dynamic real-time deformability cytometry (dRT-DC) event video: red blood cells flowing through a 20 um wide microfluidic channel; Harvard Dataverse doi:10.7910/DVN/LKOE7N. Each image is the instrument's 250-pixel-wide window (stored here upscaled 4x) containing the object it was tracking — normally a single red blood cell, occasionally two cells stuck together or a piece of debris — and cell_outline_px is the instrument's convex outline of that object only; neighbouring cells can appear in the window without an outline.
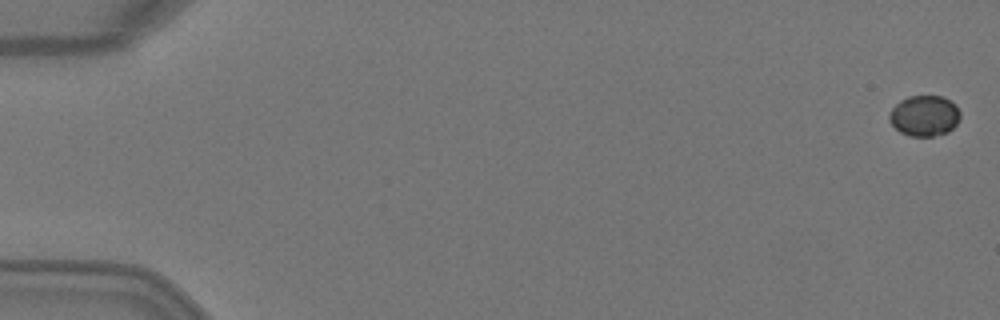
{"species": "Egyptian fruit bat (a non-hibernating species)", "species_latin": "Rousettus aegyptiacus", "temperature_condition": "warm", "stored_images_in_passage": 6, "camera_frame_rate_fps": 3000, "um_per_image_px": 0.085, "animal": {"sex": "female"}, "frame": {"image": 1, "passage_image": 1, "time_ms": 0.0, "image_size_px": [1000, 320], "cell_outline_px": [[960, 120], [948, 132], [932, 136], [908, 136], [900, 132], [888, 120], [888, 116], [892, 108], [900, 100], [908, 96], [944, 96], [952, 100], [956, 104], [960, 112]], "centroid_in_image_um": [78.59, 9.83], "position_along_channel_um": 6.4, "area_um2": 17.05}}
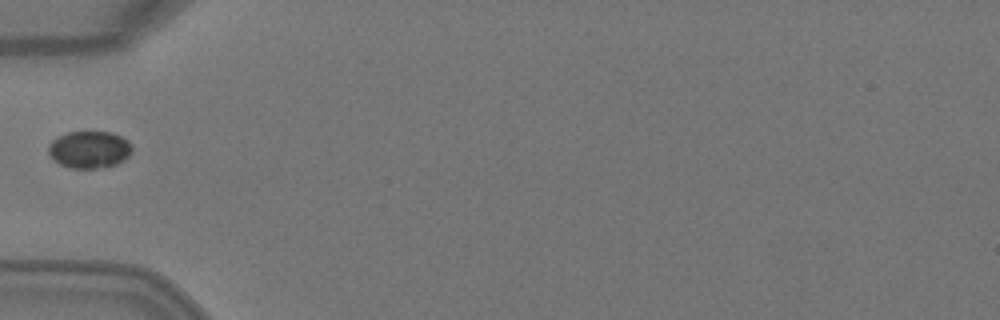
{"frame": {"image": 2, "passage_image": 6, "time_ms": 1.667, "image_size_px": [1000, 320], "cell_outline_px": [[132, 152], [124, 160], [116, 164], [96, 168], [72, 168], [60, 164], [48, 152], [48, 144], [52, 140], [68, 132], [112, 132], [128, 140], [132, 144]], "centroid_in_image_um": [7.62, 12.7], "position_along_channel_um": 77.4, "area_um2": 17.98}}